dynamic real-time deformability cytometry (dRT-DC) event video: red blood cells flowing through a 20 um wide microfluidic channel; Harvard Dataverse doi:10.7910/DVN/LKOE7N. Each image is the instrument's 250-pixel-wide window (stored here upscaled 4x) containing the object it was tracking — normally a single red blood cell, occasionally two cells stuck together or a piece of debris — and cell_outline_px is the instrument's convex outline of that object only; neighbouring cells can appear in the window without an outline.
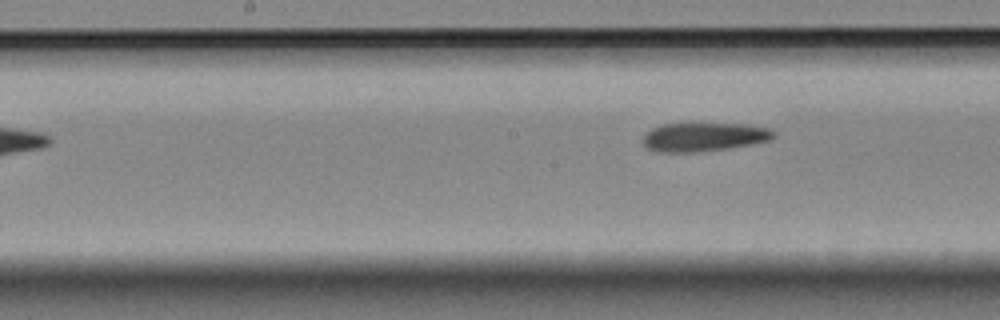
{"species": "Egyptian fruit bat (a non-hibernating species)", "species_latin": "Rousettus aegyptiacus", "temperature_condition": "room temperature", "stored_images_in_passage": 10, "segment_of_instrument_passage": [2, 2], "camera_frame_rate_fps": 3000, "um_per_image_px": 0.085, "animal": {"sex": "female"}, "frame": {"image": 1, "passage_image": 10, "time_ms": 11.0, "image_size_px": [1000, 320], "cell_outline_px": [[776, 136], [772, 140], [752, 144], [728, 148], [696, 152], [656, 152], [644, 148], [640, 140], [652, 128], [664, 124], [744, 124], [768, 128], [776, 132]], "centroid_in_image_um": [59.81, 11.65], "position_along_channel_um": 188.4, "area_um2": 22.02}}